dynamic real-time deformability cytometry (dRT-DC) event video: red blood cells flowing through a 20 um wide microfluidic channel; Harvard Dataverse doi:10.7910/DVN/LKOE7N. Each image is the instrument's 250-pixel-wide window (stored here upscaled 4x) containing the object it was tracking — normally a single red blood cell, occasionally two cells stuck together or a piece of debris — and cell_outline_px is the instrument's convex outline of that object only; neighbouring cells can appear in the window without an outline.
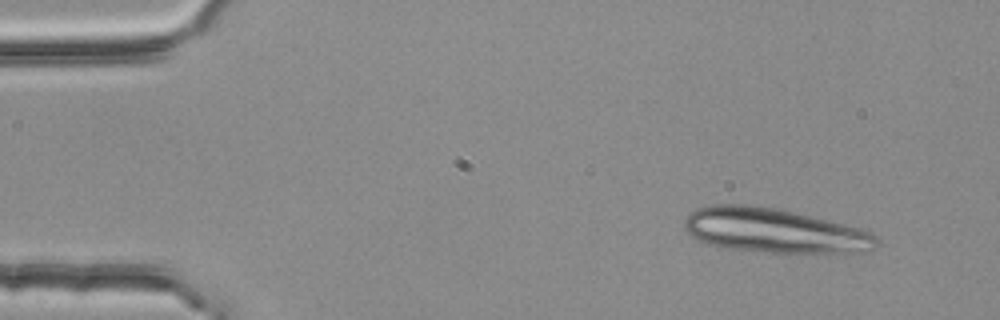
{"species": "common noctule bat (a hibernating species)", "species_latin": "Nyctalus noctula", "temperature_condition": "room temperature", "stored_images_in_passage": 4, "camera_frame_rate_fps": 3000, "um_per_image_px": 0.085, "animal": {"sex": "female", "body_mass_g": 25.1}, "frame": {"image": 1, "passage_image": 1, "time_ms": 0.0, "image_size_px": [1000, 320], "cell_outline_px": [[876, 248], [872, 252], [768, 252], [720, 248], [708, 244], [692, 236], [684, 228], [684, 220], [688, 212], [696, 208], [712, 204], [744, 204], [772, 208], [792, 212], [872, 232], [876, 236]], "centroid_in_image_um": [65.72, 19.61], "position_along_channel_um": 19.3, "area_um2": 49.3}}